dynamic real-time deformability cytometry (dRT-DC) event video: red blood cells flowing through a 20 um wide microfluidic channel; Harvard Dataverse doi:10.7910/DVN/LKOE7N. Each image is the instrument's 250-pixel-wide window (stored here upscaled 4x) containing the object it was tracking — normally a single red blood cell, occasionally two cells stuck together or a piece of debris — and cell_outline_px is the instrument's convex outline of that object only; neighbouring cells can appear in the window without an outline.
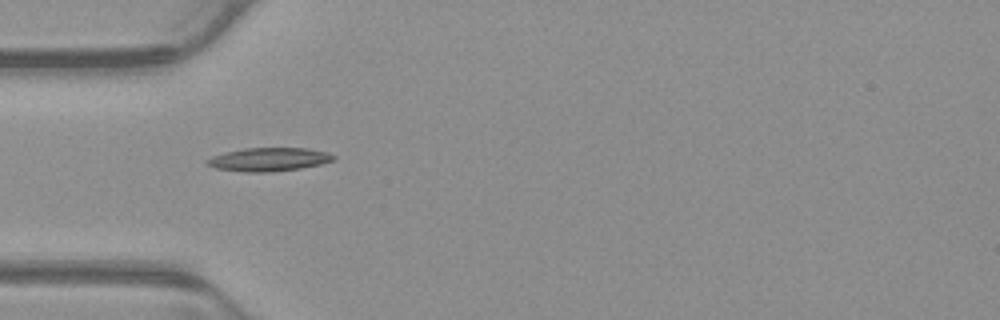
{"species": "common noctule bat (a hibernating species)", "species_latin": "Nyctalus noctula", "temperature_condition": "warm", "stored_images_in_passage": 38, "camera_frame_rate_fps": 3000, "um_per_image_px": 0.085, "animal": {"sex": "male", "body_mass_g": 23.1, "forearm_length_mm": 52.7}, "frame": {"image": 1, "passage_image": 1, "time_ms": 0.0, "image_size_px": [1000, 320], "cell_outline_px": [[336, 160], [320, 164], [300, 168], [268, 172], [244, 172], [216, 168], [204, 164], [204, 160], [212, 156], [244, 148], [308, 148], [328, 152], [336, 156]], "centroid_in_image_um": [22.86, 13.55], "position_along_channel_um": 62.1, "area_um2": 17.34}}
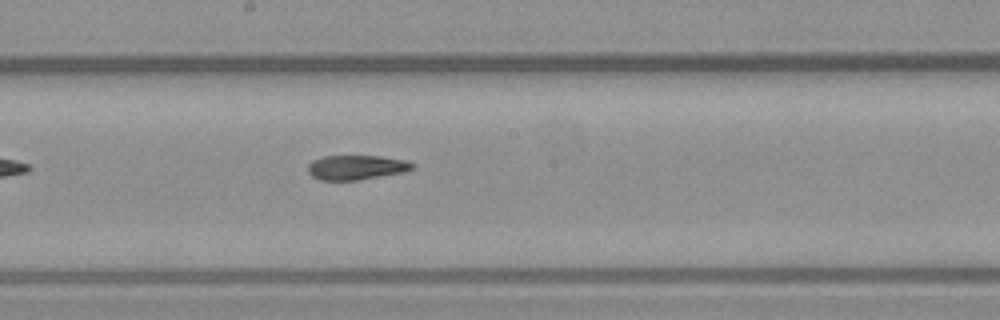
{"frame": {"image": 2, "passage_image": 13, "time_ms": 4.0, "image_size_px": [1000, 320], "cell_outline_px": [[416, 164], [412, 168], [404, 172], [360, 180], [320, 180], [312, 176], [308, 172], [308, 164], [312, 160], [324, 156], [380, 156], [404, 160]], "centroid_in_image_um": [30.27, 14.23], "position_along_channel_um": 217.9, "area_um2": 14.97}}
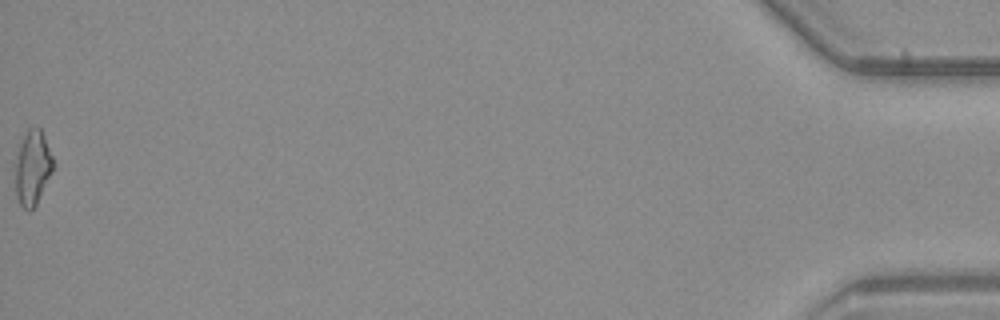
{"frame": {"image": 3, "passage_image": 38, "time_ms": 12.333, "image_size_px": [1000, 320], "cell_outline_px": [[52, 172], [36, 204], [28, 212], [20, 204], [16, 196], [12, 164], [20, 144], [28, 128], [40, 128], [44, 136], [52, 156]], "centroid_in_image_um": [2.7, 14.28], "position_along_channel_um": 432.5, "area_um2": 16.65}, "authors_computed_cell_mechanics": {"area_um2": 15.8372, "velocity_mm_per_s": 3.8977, "shape_relaxation_time_tau1_ms": 11.2333, "shape_relaxation_time_tau2_ms": 3.9355, "deformation_change_tau1": 0.3126, "deformation_change_tau2": 0.1321}}